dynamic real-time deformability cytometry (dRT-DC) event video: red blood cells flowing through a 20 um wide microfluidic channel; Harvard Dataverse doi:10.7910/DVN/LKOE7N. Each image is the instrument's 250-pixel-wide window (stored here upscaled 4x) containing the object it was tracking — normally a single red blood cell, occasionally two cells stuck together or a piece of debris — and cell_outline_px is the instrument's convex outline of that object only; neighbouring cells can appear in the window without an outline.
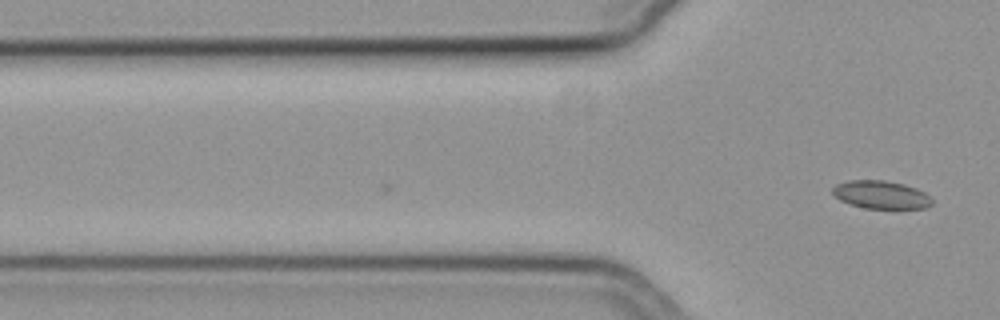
{"species": "common noctule bat (a hibernating species)", "species_latin": "Nyctalus noctula", "temperature_condition": "cold", "stored_images_in_passage": 9, "camera_frame_rate_fps": 3000, "um_per_image_px": 0.085, "animal": {"sex": "female", "body_mass_g": 19.3, "forearm_length_mm": 54.1}, "frame": {"image": 1, "passage_image": 9, "time_ms": 2.667, "image_size_px": [1000, 320], "cell_outline_px": [[932, 204], [924, 208], [864, 208], [840, 200], [832, 192], [832, 188], [836, 184], [848, 180], [884, 180], [904, 184], [916, 188], [924, 192], [932, 200]], "centroid_in_image_um": [74.87, 16.54], "position_along_channel_um": 50.9, "area_um2": 16.07}}